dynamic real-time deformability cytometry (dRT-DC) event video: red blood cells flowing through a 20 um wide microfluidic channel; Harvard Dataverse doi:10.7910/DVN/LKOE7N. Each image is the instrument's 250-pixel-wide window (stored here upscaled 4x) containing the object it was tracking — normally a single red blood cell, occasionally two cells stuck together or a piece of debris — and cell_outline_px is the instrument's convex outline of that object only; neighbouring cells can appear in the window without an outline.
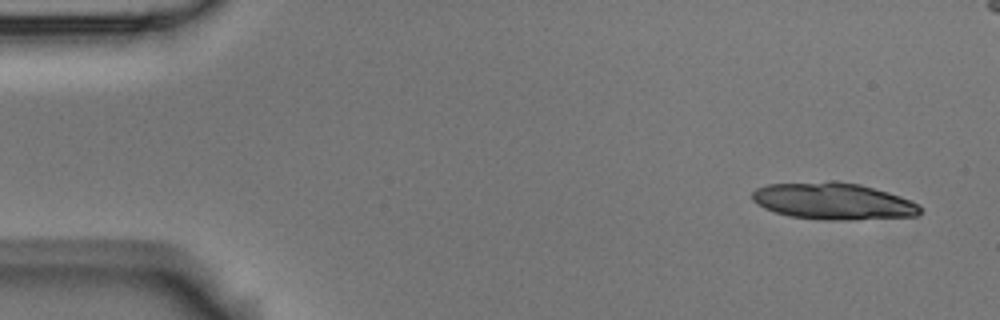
{"species": "Egyptian fruit bat (a non-hibernating species)", "species_latin": "Rousettus aegyptiacus", "temperature_condition": "room temperature", "stored_images_in_passage": 5, "camera_frame_rate_fps": 3000, "um_per_image_px": 0.085, "animal": {"sex": "male"}, "frame": {"image": 1, "passage_image": 1, "time_ms": 0.0, "image_size_px": [1000, 320], "cell_outline_px": [[920, 212], [916, 216], [852, 220], [824, 220], [788, 216], [764, 208], [756, 204], [752, 200], [752, 192], [756, 188], [768, 184], [832, 180], [860, 184], [888, 192], [900, 196], [916, 204], [920, 208]], "centroid_in_image_um": [70.77, 17.09], "position_along_channel_um": 14.2, "area_um2": 36.18}}